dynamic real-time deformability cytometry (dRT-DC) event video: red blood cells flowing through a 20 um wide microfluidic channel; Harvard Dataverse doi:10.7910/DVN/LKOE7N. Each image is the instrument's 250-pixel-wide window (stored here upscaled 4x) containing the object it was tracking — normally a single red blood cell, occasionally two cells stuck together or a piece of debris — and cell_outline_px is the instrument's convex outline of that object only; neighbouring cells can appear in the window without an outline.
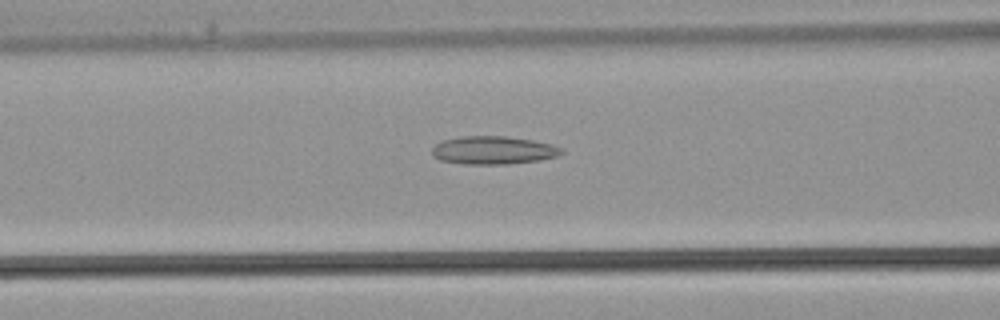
{"species": "common noctule bat (a hibernating species)", "species_latin": "Nyctalus noctula", "temperature_condition": "warm", "stored_images_in_passage": 36, "camera_frame_rate_fps": 3000, "um_per_image_px": 0.085, "animal": {"sex": "male", "body_mass_g": 21.5, "forearm_length_mm": 52.0}, "frame": {"image": 1, "passage_image": 14, "time_ms": 4.333, "image_size_px": [1000, 320], "cell_outline_px": [[564, 152], [556, 156], [540, 160], [508, 164], [464, 164], [440, 160], [432, 156], [432, 148], [440, 140], [460, 136], [504, 136], [532, 140], [552, 144], [564, 148]], "centroid_in_image_um": [41.91, 12.76], "position_along_channel_um": 124.7, "area_um2": 21.39}}
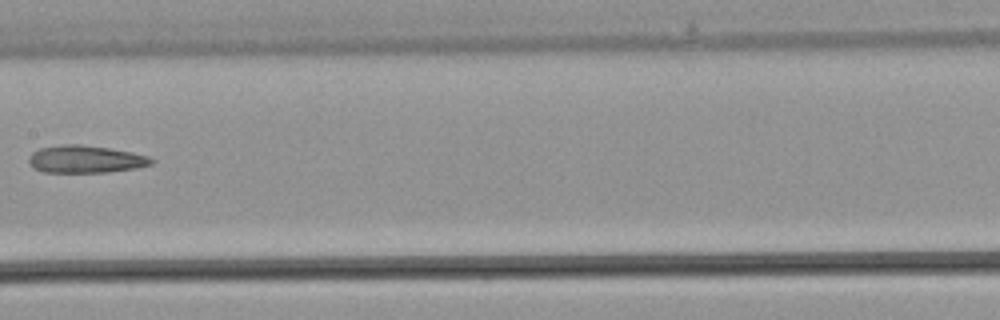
{"frame": {"image": 2, "passage_image": 18, "time_ms": 5.667, "image_size_px": [1000, 320], "cell_outline_px": [[156, 160], [152, 164], [136, 168], [108, 172], [44, 172], [32, 168], [28, 160], [28, 156], [32, 152], [40, 148], [64, 144], [80, 144], [108, 148], [132, 152], [148, 156]], "centroid_in_image_um": [7.26, 13.53], "position_along_channel_um": 200.1, "area_um2": 19.71}}
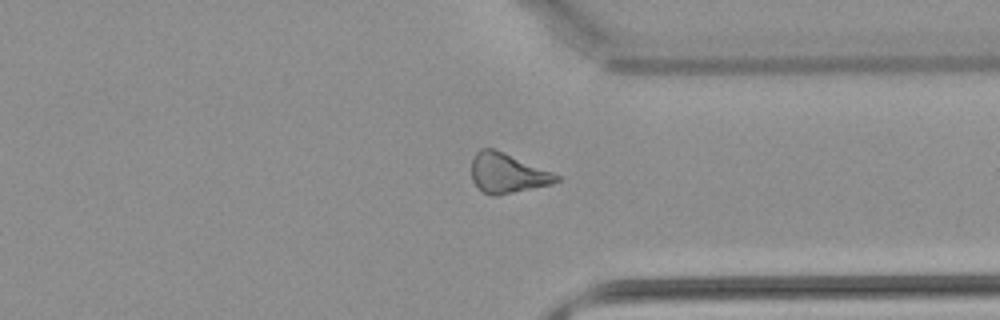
{"frame": {"image": 3, "passage_image": 27, "time_ms": 8.667, "image_size_px": [1000, 320], "cell_outline_px": [[560, 180], [552, 184], [496, 196], [492, 196], [484, 192], [472, 180], [472, 156], [480, 148], [492, 148], [552, 172], [560, 176]], "centroid_in_image_um": [43.11, 14.72], "position_along_channel_um": 368.3, "area_um2": 19.36}}